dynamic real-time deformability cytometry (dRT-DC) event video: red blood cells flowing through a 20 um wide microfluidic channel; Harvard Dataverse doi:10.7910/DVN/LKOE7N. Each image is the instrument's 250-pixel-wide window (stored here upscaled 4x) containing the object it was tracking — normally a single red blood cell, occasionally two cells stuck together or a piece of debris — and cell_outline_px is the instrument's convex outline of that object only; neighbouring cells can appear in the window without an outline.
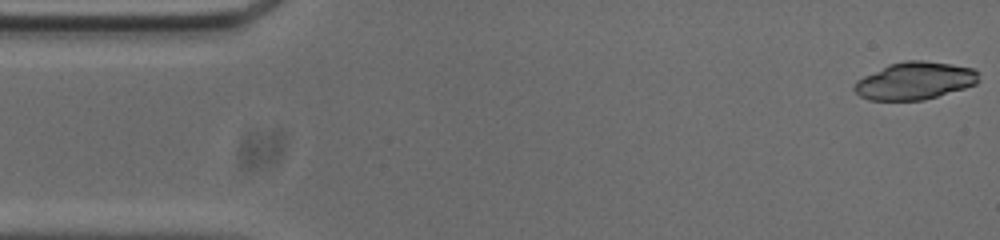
{"species": "common noctule bat (a hibernating species)", "species_latin": "Nyctalus noctula", "temperature_condition": "cold", "stored_images_in_passage": 31, "camera_frame_rate_fps": 3000, "um_per_image_px": 0.085, "animal": {"sex": "male", "body_mass_g": 20.0, "forearm_length_mm": 53.3}, "frame": {"image": 1, "passage_image": 1, "time_ms": 0.0, "image_size_px": [1000, 240], "cell_outline_px": [[980, 80], [976, 84], [964, 88], [924, 100], [868, 100], [860, 96], [852, 88], [856, 80], [888, 64], [904, 60], [924, 60], [952, 64], [972, 68], [980, 72]], "centroid_in_image_um": [77.77, 6.86], "position_along_channel_um": 7.2, "area_um2": 27.4}}